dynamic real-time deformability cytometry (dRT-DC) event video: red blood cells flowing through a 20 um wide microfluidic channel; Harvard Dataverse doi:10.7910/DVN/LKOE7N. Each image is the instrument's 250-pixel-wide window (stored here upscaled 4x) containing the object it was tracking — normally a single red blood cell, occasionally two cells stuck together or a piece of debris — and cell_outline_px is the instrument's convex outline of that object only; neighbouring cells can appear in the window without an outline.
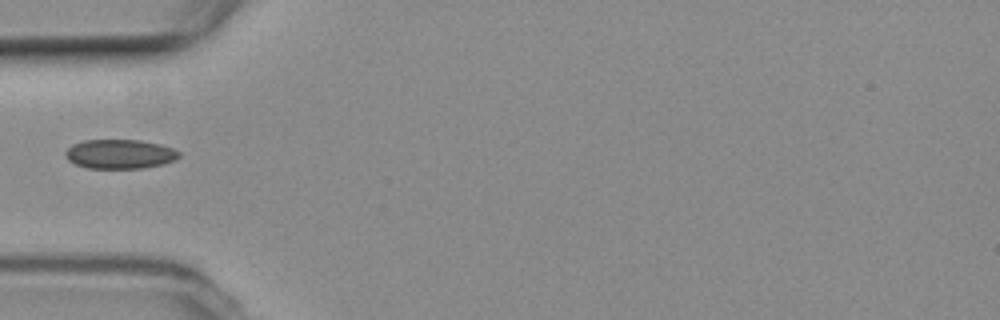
{"species": "common noctule bat (a hibernating species)", "species_latin": "Nyctalus noctula", "temperature_condition": "room temperature", "stored_images_in_passage": 23, "camera_frame_rate_fps": 3000, "um_per_image_px": 0.085, "animal": {"sex": "female", "body_mass_g": 19.3, "forearm_length_mm": 54.1}, "frame": {"image": 1, "passage_image": 1, "time_ms": 0.0, "image_size_px": [1000, 320], "cell_outline_px": [[180, 156], [176, 160], [164, 164], [144, 168], [88, 168], [76, 164], [68, 160], [64, 156], [64, 152], [72, 144], [84, 140], [140, 140], [160, 144], [172, 148], [180, 152]], "centroid_in_image_um": [10.19, 13.09], "position_along_channel_um": 74.8, "area_um2": 19.54}}